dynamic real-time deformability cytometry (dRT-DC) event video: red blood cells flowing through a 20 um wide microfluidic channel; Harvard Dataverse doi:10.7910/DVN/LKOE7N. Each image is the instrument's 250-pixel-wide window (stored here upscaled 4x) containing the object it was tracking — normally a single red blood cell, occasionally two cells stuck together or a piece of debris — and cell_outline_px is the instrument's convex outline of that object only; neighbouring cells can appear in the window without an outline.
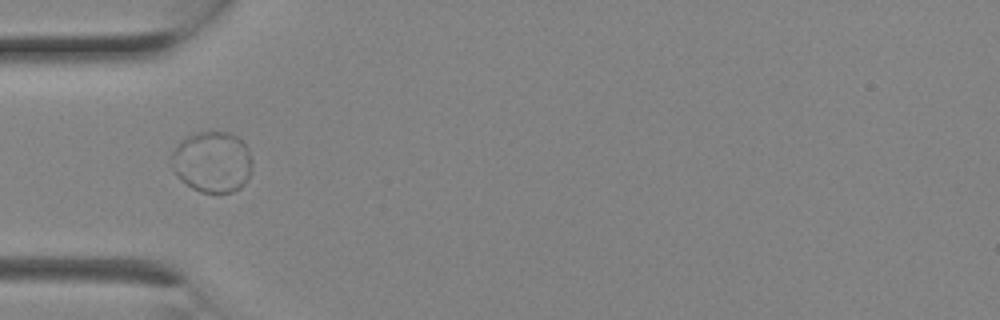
{"species": "Egyptian fruit bat (a non-hibernating species)", "species_latin": "Rousettus aegyptiacus", "temperature_condition": "room temperature", "stored_images_in_passage": 2, "camera_frame_rate_fps": 3000, "um_per_image_px": 0.085, "animal": {"sex": "female"}, "frame": {"image": 1, "passage_image": 2, "time_ms": 0.333, "image_size_px": [1000, 320], "cell_outline_px": [[252, 164], [248, 176], [244, 184], [240, 188], [232, 192], [200, 192], [192, 188], [176, 176], [172, 168], [172, 152], [188, 136], [196, 132], [228, 132], [236, 136], [248, 148], [252, 160]], "centroid_in_image_um": [18.05, 13.77], "position_along_channel_um": 67.0, "area_um2": 28.44}}